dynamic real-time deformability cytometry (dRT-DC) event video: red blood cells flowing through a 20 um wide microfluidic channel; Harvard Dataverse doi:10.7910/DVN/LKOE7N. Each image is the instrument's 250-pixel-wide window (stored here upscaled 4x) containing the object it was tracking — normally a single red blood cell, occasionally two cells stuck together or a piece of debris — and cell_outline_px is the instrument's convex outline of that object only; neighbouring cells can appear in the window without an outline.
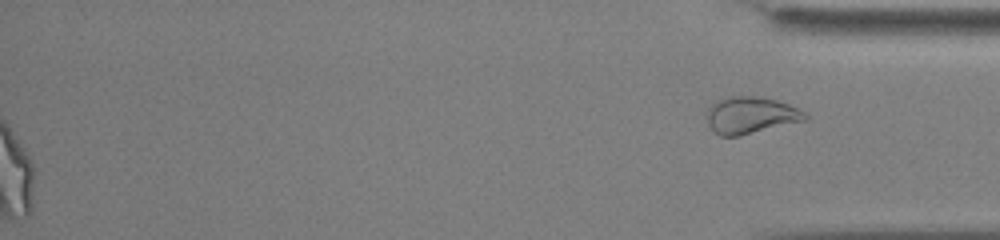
{"species": "common noctule bat (a hibernating species)", "species_latin": "Nyctalus noctula", "temperature_condition": "cold", "stored_images_in_passage": 37, "segment_of_instrument_passage": [2, 2], "camera_frame_rate_fps": 3000, "um_per_image_px": 0.085, "animal": {"sex": "male", "body_mass_g": 13.0, "forearm_length_mm": 53.1}, "frame": {"image": 1, "passage_image": 37, "time_ms": 12.0, "image_size_px": [1000, 240], "cell_outline_px": [[808, 120], [740, 136], [720, 136], [708, 124], [708, 108], [716, 100], [728, 96], [752, 96], [776, 100], [788, 104], [804, 112], [808, 116]], "centroid_in_image_um": [63.82, 9.8], "position_along_channel_um": 371.4, "area_um2": 21.04}}